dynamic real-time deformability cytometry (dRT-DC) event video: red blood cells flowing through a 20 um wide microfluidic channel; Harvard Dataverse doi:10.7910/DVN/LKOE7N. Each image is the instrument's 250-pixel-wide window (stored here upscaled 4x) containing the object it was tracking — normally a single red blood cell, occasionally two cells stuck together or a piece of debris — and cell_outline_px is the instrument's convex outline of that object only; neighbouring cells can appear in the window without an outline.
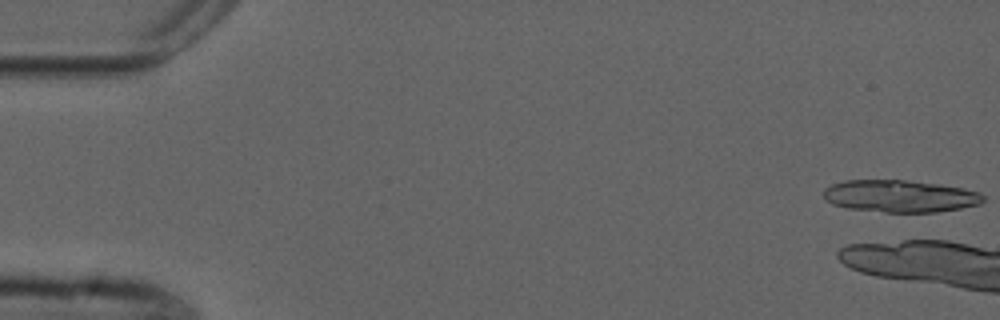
{"species": "common noctule bat (a hibernating species)", "species_latin": "Nyctalus noctula", "temperature_condition": "cold", "stored_images_in_passage": 4, "camera_frame_rate_fps": 3000, "um_per_image_px": 0.085, "animal": {"sex": "male", "forearm_length_mm": 52.5}, "frame": {"image": 1, "passage_image": 1, "time_ms": 0.0, "image_size_px": [1000, 320], "cell_outline_px": [[984, 200], [980, 204], [960, 208], [936, 212], [884, 212], [848, 208], [832, 204], [824, 196], [824, 188], [832, 184], [844, 180], [904, 180], [940, 184], [964, 188], [980, 192], [984, 196]], "centroid_in_image_um": [76.52, 16.66], "position_along_channel_um": 8.5, "area_um2": 29.94}}